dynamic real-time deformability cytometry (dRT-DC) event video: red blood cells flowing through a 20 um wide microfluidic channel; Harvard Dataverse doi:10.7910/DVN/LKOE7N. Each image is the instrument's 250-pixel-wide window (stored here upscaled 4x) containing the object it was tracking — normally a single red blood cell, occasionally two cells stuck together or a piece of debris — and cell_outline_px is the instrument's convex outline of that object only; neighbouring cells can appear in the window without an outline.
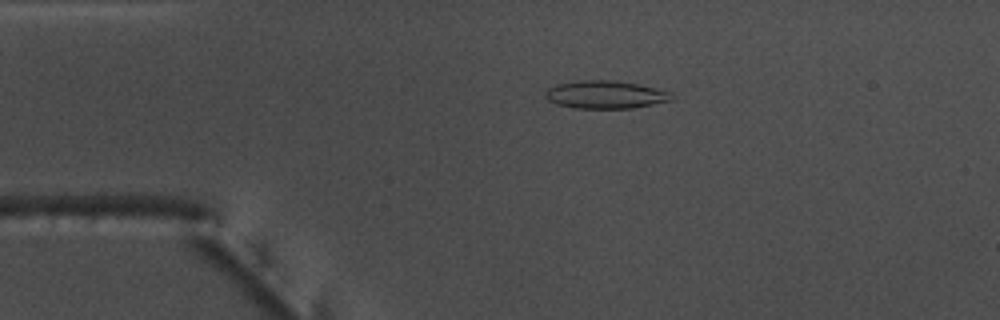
{"species": "common noctule bat (a hibernating species)", "species_latin": "Nyctalus noctula", "temperature_condition": "warm", "stored_images_in_passage": 53, "camera_frame_rate_fps": 3000, "um_per_image_px": 0.085, "animal": {"sex": "male", "body_mass_g": 17.5, "forearm_length_mm": 52.3}, "frame": {"image": 1, "passage_image": 11, "time_ms": 3.333, "image_size_px": [1000, 320], "cell_outline_px": [[672, 100], [632, 108], [576, 108], [556, 104], [548, 100], [544, 96], [544, 92], [548, 88], [556, 84], [580, 80], [612, 80], [640, 84], [668, 92], [672, 96]], "centroid_in_image_um": [51.4, 8.04], "position_along_channel_um": 33.6, "area_um2": 20.4}}
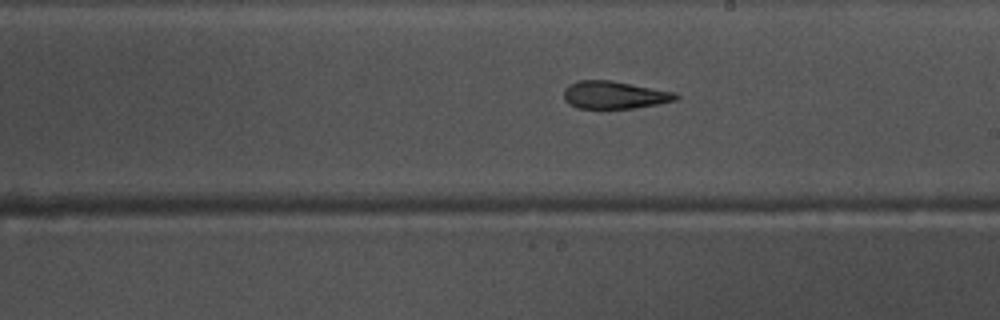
{"frame": {"image": 2, "passage_image": 30, "time_ms": 9.667, "image_size_px": [1000, 320], "cell_outline_px": [[680, 96], [676, 100], [656, 104], [632, 108], [580, 108], [568, 104], [564, 100], [564, 88], [568, 84], [576, 80], [612, 80], [676, 92]], "centroid_in_image_um": [52.2, 8.05], "position_along_channel_um": 236.8, "area_um2": 18.15}}
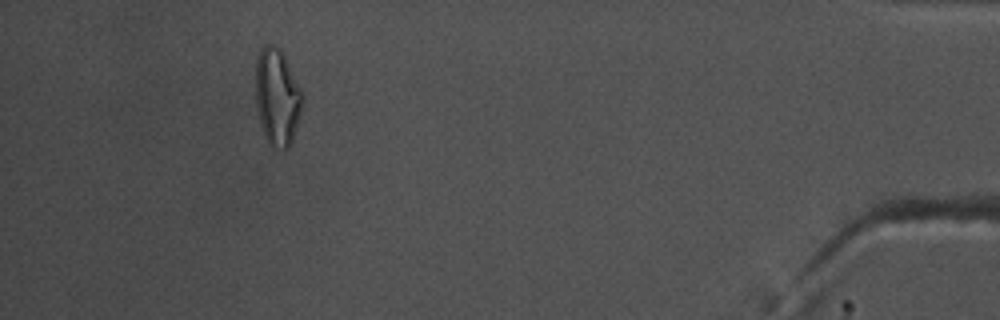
{"frame": {"image": 3, "passage_image": 49, "time_ms": 16.0, "image_size_px": [1000, 320], "cell_outline_px": [[304, 100], [292, 140], [288, 148], [280, 152], [268, 144], [264, 136], [260, 124], [256, 104], [256, 56], [260, 48], [264, 44], [272, 44], [280, 48], [304, 96]], "centroid_in_image_um": [23.54, 8.27], "position_along_channel_um": 411.7, "area_um2": 26.65}, "authors_computed_cell_mechanics": {"area_um2": 19.8832, "velocity_mm_per_s": 3.7972, "shape_relaxation_time_tau1_ms": null, "shape_relaxation_time_tau2_ms": 4.0469, "deformation_change_tau1": null, "deformation_change_tau2": 0.132}}